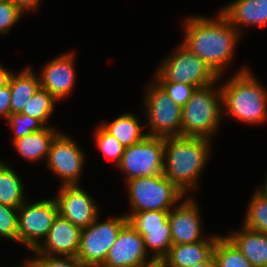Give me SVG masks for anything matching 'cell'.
Returning a JSON list of instances; mask_svg holds the SVG:
<instances>
[{"label":"cell","mask_w":267,"mask_h":267,"mask_svg":"<svg viewBox=\"0 0 267 267\" xmlns=\"http://www.w3.org/2000/svg\"><path fill=\"white\" fill-rule=\"evenodd\" d=\"M183 24L185 36L182 44L221 78L234 57L241 34L220 11L216 18L186 17Z\"/></svg>","instance_id":"cell-1"},{"label":"cell","mask_w":267,"mask_h":267,"mask_svg":"<svg viewBox=\"0 0 267 267\" xmlns=\"http://www.w3.org/2000/svg\"><path fill=\"white\" fill-rule=\"evenodd\" d=\"M211 140L193 137L164 138V170L168 178L185 195L198 187L197 182L207 165Z\"/></svg>","instance_id":"cell-2"},{"label":"cell","mask_w":267,"mask_h":267,"mask_svg":"<svg viewBox=\"0 0 267 267\" xmlns=\"http://www.w3.org/2000/svg\"><path fill=\"white\" fill-rule=\"evenodd\" d=\"M220 88L223 115L230 114L237 121L251 125L267 120V89L251 69L241 67Z\"/></svg>","instance_id":"cell-3"},{"label":"cell","mask_w":267,"mask_h":267,"mask_svg":"<svg viewBox=\"0 0 267 267\" xmlns=\"http://www.w3.org/2000/svg\"><path fill=\"white\" fill-rule=\"evenodd\" d=\"M215 84L196 89L182 107L181 136L211 140L218 131L223 118L222 92L221 84L216 88Z\"/></svg>","instance_id":"cell-4"},{"label":"cell","mask_w":267,"mask_h":267,"mask_svg":"<svg viewBox=\"0 0 267 267\" xmlns=\"http://www.w3.org/2000/svg\"><path fill=\"white\" fill-rule=\"evenodd\" d=\"M168 55L156 70L155 82H177L203 88L218 82L220 77L182 43Z\"/></svg>","instance_id":"cell-5"},{"label":"cell","mask_w":267,"mask_h":267,"mask_svg":"<svg viewBox=\"0 0 267 267\" xmlns=\"http://www.w3.org/2000/svg\"><path fill=\"white\" fill-rule=\"evenodd\" d=\"M126 186L130 212L170 211L186 196L163 174L137 177L127 181Z\"/></svg>","instance_id":"cell-6"},{"label":"cell","mask_w":267,"mask_h":267,"mask_svg":"<svg viewBox=\"0 0 267 267\" xmlns=\"http://www.w3.org/2000/svg\"><path fill=\"white\" fill-rule=\"evenodd\" d=\"M99 217L81 229L80 245L76 258L83 267H101L116 241L120 230L128 223L125 215L100 222Z\"/></svg>","instance_id":"cell-7"},{"label":"cell","mask_w":267,"mask_h":267,"mask_svg":"<svg viewBox=\"0 0 267 267\" xmlns=\"http://www.w3.org/2000/svg\"><path fill=\"white\" fill-rule=\"evenodd\" d=\"M144 107L148 118L147 136L151 137H179L181 136L182 107L168 96L155 82H151L145 90Z\"/></svg>","instance_id":"cell-8"},{"label":"cell","mask_w":267,"mask_h":267,"mask_svg":"<svg viewBox=\"0 0 267 267\" xmlns=\"http://www.w3.org/2000/svg\"><path fill=\"white\" fill-rule=\"evenodd\" d=\"M58 214L55 197L33 203L25 201L18 208V242L34 251L46 238Z\"/></svg>","instance_id":"cell-9"},{"label":"cell","mask_w":267,"mask_h":267,"mask_svg":"<svg viewBox=\"0 0 267 267\" xmlns=\"http://www.w3.org/2000/svg\"><path fill=\"white\" fill-rule=\"evenodd\" d=\"M117 168L126 174V182L137 177L162 175L164 138L146 136L139 143L125 147Z\"/></svg>","instance_id":"cell-10"},{"label":"cell","mask_w":267,"mask_h":267,"mask_svg":"<svg viewBox=\"0 0 267 267\" xmlns=\"http://www.w3.org/2000/svg\"><path fill=\"white\" fill-rule=\"evenodd\" d=\"M128 224L136 230L144 241L146 252L152 257L164 258L173 245L168 221L169 211H141L124 214Z\"/></svg>","instance_id":"cell-11"},{"label":"cell","mask_w":267,"mask_h":267,"mask_svg":"<svg viewBox=\"0 0 267 267\" xmlns=\"http://www.w3.org/2000/svg\"><path fill=\"white\" fill-rule=\"evenodd\" d=\"M47 166L61 179L62 185L79 184L85 156L78 143L60 132L53 142L46 159Z\"/></svg>","instance_id":"cell-12"},{"label":"cell","mask_w":267,"mask_h":267,"mask_svg":"<svg viewBox=\"0 0 267 267\" xmlns=\"http://www.w3.org/2000/svg\"><path fill=\"white\" fill-rule=\"evenodd\" d=\"M57 193L58 213L73 225L88 227L99 216L98 204L78 184L61 185Z\"/></svg>","instance_id":"cell-13"},{"label":"cell","mask_w":267,"mask_h":267,"mask_svg":"<svg viewBox=\"0 0 267 267\" xmlns=\"http://www.w3.org/2000/svg\"><path fill=\"white\" fill-rule=\"evenodd\" d=\"M182 200L181 204L178 203V206L169 211L168 221L173 244H189L204 240L200 208L191 196H186L185 200Z\"/></svg>","instance_id":"cell-14"},{"label":"cell","mask_w":267,"mask_h":267,"mask_svg":"<svg viewBox=\"0 0 267 267\" xmlns=\"http://www.w3.org/2000/svg\"><path fill=\"white\" fill-rule=\"evenodd\" d=\"M73 55L67 52L52 59L39 74L40 88L47 90L57 101L69 96L74 89L76 69Z\"/></svg>","instance_id":"cell-15"},{"label":"cell","mask_w":267,"mask_h":267,"mask_svg":"<svg viewBox=\"0 0 267 267\" xmlns=\"http://www.w3.org/2000/svg\"><path fill=\"white\" fill-rule=\"evenodd\" d=\"M81 228L59 214L43 242L33 251L35 255L76 257L80 245Z\"/></svg>","instance_id":"cell-16"},{"label":"cell","mask_w":267,"mask_h":267,"mask_svg":"<svg viewBox=\"0 0 267 267\" xmlns=\"http://www.w3.org/2000/svg\"><path fill=\"white\" fill-rule=\"evenodd\" d=\"M143 237L128 223L120 230L101 267H137L149 259Z\"/></svg>","instance_id":"cell-17"},{"label":"cell","mask_w":267,"mask_h":267,"mask_svg":"<svg viewBox=\"0 0 267 267\" xmlns=\"http://www.w3.org/2000/svg\"><path fill=\"white\" fill-rule=\"evenodd\" d=\"M241 34V26H267V0H235L219 10Z\"/></svg>","instance_id":"cell-18"},{"label":"cell","mask_w":267,"mask_h":267,"mask_svg":"<svg viewBox=\"0 0 267 267\" xmlns=\"http://www.w3.org/2000/svg\"><path fill=\"white\" fill-rule=\"evenodd\" d=\"M219 235L208 236L204 240L189 244H173L164 257L167 267H189L207 261Z\"/></svg>","instance_id":"cell-19"},{"label":"cell","mask_w":267,"mask_h":267,"mask_svg":"<svg viewBox=\"0 0 267 267\" xmlns=\"http://www.w3.org/2000/svg\"><path fill=\"white\" fill-rule=\"evenodd\" d=\"M242 227L240 231L226 236L253 267H267V234Z\"/></svg>","instance_id":"cell-20"},{"label":"cell","mask_w":267,"mask_h":267,"mask_svg":"<svg viewBox=\"0 0 267 267\" xmlns=\"http://www.w3.org/2000/svg\"><path fill=\"white\" fill-rule=\"evenodd\" d=\"M39 75L34 73L29 66L24 68L19 74L11 72L7 83L11 90V114L21 113L27 101L40 88Z\"/></svg>","instance_id":"cell-21"},{"label":"cell","mask_w":267,"mask_h":267,"mask_svg":"<svg viewBox=\"0 0 267 267\" xmlns=\"http://www.w3.org/2000/svg\"><path fill=\"white\" fill-rule=\"evenodd\" d=\"M54 127L45 126L37 132H32L30 135L23 136L12 142L17 153L24 157L29 162L46 160L51 147V143L60 133L54 130Z\"/></svg>","instance_id":"cell-22"},{"label":"cell","mask_w":267,"mask_h":267,"mask_svg":"<svg viewBox=\"0 0 267 267\" xmlns=\"http://www.w3.org/2000/svg\"><path fill=\"white\" fill-rule=\"evenodd\" d=\"M102 120L101 126L112 136H114L124 147H129L133 144L142 141L147 134L143 132L141 121L136 114L123 113L119 115L111 123Z\"/></svg>","instance_id":"cell-23"},{"label":"cell","mask_w":267,"mask_h":267,"mask_svg":"<svg viewBox=\"0 0 267 267\" xmlns=\"http://www.w3.org/2000/svg\"><path fill=\"white\" fill-rule=\"evenodd\" d=\"M21 179L10 166L0 161V204L19 208L25 202Z\"/></svg>","instance_id":"cell-24"},{"label":"cell","mask_w":267,"mask_h":267,"mask_svg":"<svg viewBox=\"0 0 267 267\" xmlns=\"http://www.w3.org/2000/svg\"><path fill=\"white\" fill-rule=\"evenodd\" d=\"M213 257L216 267H253L226 235L218 237Z\"/></svg>","instance_id":"cell-25"},{"label":"cell","mask_w":267,"mask_h":267,"mask_svg":"<svg viewBox=\"0 0 267 267\" xmlns=\"http://www.w3.org/2000/svg\"><path fill=\"white\" fill-rule=\"evenodd\" d=\"M57 100L47 91L39 88L27 101L21 114L29 115L39 120L44 126L54 112Z\"/></svg>","instance_id":"cell-26"},{"label":"cell","mask_w":267,"mask_h":267,"mask_svg":"<svg viewBox=\"0 0 267 267\" xmlns=\"http://www.w3.org/2000/svg\"><path fill=\"white\" fill-rule=\"evenodd\" d=\"M251 198L242 226L267 234V198L257 191H255Z\"/></svg>","instance_id":"cell-27"},{"label":"cell","mask_w":267,"mask_h":267,"mask_svg":"<svg viewBox=\"0 0 267 267\" xmlns=\"http://www.w3.org/2000/svg\"><path fill=\"white\" fill-rule=\"evenodd\" d=\"M94 135L97 148H99L105 157L112 159L115 166H118L122 160L125 147L101 125L96 128Z\"/></svg>","instance_id":"cell-28"},{"label":"cell","mask_w":267,"mask_h":267,"mask_svg":"<svg viewBox=\"0 0 267 267\" xmlns=\"http://www.w3.org/2000/svg\"><path fill=\"white\" fill-rule=\"evenodd\" d=\"M6 121L15 132L12 136V142L23 136L30 135L32 132L40 131L45 127L39 120L21 113L10 114Z\"/></svg>","instance_id":"cell-29"},{"label":"cell","mask_w":267,"mask_h":267,"mask_svg":"<svg viewBox=\"0 0 267 267\" xmlns=\"http://www.w3.org/2000/svg\"><path fill=\"white\" fill-rule=\"evenodd\" d=\"M0 236L18 242V208L0 204Z\"/></svg>","instance_id":"cell-30"},{"label":"cell","mask_w":267,"mask_h":267,"mask_svg":"<svg viewBox=\"0 0 267 267\" xmlns=\"http://www.w3.org/2000/svg\"><path fill=\"white\" fill-rule=\"evenodd\" d=\"M174 101L183 107L197 89L195 86L177 82H156Z\"/></svg>","instance_id":"cell-31"},{"label":"cell","mask_w":267,"mask_h":267,"mask_svg":"<svg viewBox=\"0 0 267 267\" xmlns=\"http://www.w3.org/2000/svg\"><path fill=\"white\" fill-rule=\"evenodd\" d=\"M24 12L9 0H0V34H7Z\"/></svg>","instance_id":"cell-32"},{"label":"cell","mask_w":267,"mask_h":267,"mask_svg":"<svg viewBox=\"0 0 267 267\" xmlns=\"http://www.w3.org/2000/svg\"><path fill=\"white\" fill-rule=\"evenodd\" d=\"M37 267H83L76 257L36 255L31 259Z\"/></svg>","instance_id":"cell-33"},{"label":"cell","mask_w":267,"mask_h":267,"mask_svg":"<svg viewBox=\"0 0 267 267\" xmlns=\"http://www.w3.org/2000/svg\"><path fill=\"white\" fill-rule=\"evenodd\" d=\"M10 99L11 90L9 84L6 83L0 88V117H4L6 120L11 114Z\"/></svg>","instance_id":"cell-34"},{"label":"cell","mask_w":267,"mask_h":267,"mask_svg":"<svg viewBox=\"0 0 267 267\" xmlns=\"http://www.w3.org/2000/svg\"><path fill=\"white\" fill-rule=\"evenodd\" d=\"M16 6H18L23 12L35 11L39 7L41 0H9Z\"/></svg>","instance_id":"cell-35"},{"label":"cell","mask_w":267,"mask_h":267,"mask_svg":"<svg viewBox=\"0 0 267 267\" xmlns=\"http://www.w3.org/2000/svg\"><path fill=\"white\" fill-rule=\"evenodd\" d=\"M137 267H167L165 258L150 257L149 259L141 262Z\"/></svg>","instance_id":"cell-36"},{"label":"cell","mask_w":267,"mask_h":267,"mask_svg":"<svg viewBox=\"0 0 267 267\" xmlns=\"http://www.w3.org/2000/svg\"><path fill=\"white\" fill-rule=\"evenodd\" d=\"M11 71L7 70L0 64V88L7 83V79Z\"/></svg>","instance_id":"cell-37"},{"label":"cell","mask_w":267,"mask_h":267,"mask_svg":"<svg viewBox=\"0 0 267 267\" xmlns=\"http://www.w3.org/2000/svg\"><path fill=\"white\" fill-rule=\"evenodd\" d=\"M189 267H216V263H215V259L213 257V255L205 262L203 263H198L195 264L193 266H189Z\"/></svg>","instance_id":"cell-38"},{"label":"cell","mask_w":267,"mask_h":267,"mask_svg":"<svg viewBox=\"0 0 267 267\" xmlns=\"http://www.w3.org/2000/svg\"><path fill=\"white\" fill-rule=\"evenodd\" d=\"M262 188L257 189L256 191L261 194L263 197L267 198V177L265 178Z\"/></svg>","instance_id":"cell-39"},{"label":"cell","mask_w":267,"mask_h":267,"mask_svg":"<svg viewBox=\"0 0 267 267\" xmlns=\"http://www.w3.org/2000/svg\"><path fill=\"white\" fill-rule=\"evenodd\" d=\"M16 267H37L31 259L27 258L26 262H24V264L20 265V266H16Z\"/></svg>","instance_id":"cell-40"}]
</instances>
